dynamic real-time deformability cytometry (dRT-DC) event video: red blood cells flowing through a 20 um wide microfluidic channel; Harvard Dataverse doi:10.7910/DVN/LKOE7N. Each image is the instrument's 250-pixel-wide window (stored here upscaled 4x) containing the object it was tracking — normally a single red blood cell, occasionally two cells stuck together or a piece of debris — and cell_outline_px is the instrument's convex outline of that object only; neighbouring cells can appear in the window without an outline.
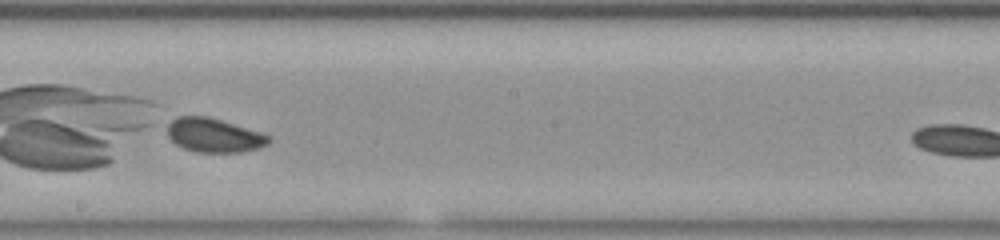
{"species": "common noctule bat (a hibernating species)", "species_latin": "Nyctalus noctula", "temperature_condition": "room temperature", "stored_images_in_passage": 14, "camera_frame_rate_fps": 3000, "um_per_image_px": 0.085, "animal": {"sex": "female", "body_mass_g": 23.0, "forearm_length_mm": 53.4}, "frame": {"image": 1, "passage_image": 14, "time_ms": 4.333, "image_size_px": [1000, 240], "cell_outline_px": [[272, 140], [268, 144], [260, 148], [240, 152], [196, 152], [184, 148], [176, 144], [168, 136], [164, 124], [176, 116], [208, 116], [260, 132], [272, 136]], "centroid_in_image_um": [18.16, 11.49], "position_along_channel_um": 230.0, "area_um2": 20.4}}